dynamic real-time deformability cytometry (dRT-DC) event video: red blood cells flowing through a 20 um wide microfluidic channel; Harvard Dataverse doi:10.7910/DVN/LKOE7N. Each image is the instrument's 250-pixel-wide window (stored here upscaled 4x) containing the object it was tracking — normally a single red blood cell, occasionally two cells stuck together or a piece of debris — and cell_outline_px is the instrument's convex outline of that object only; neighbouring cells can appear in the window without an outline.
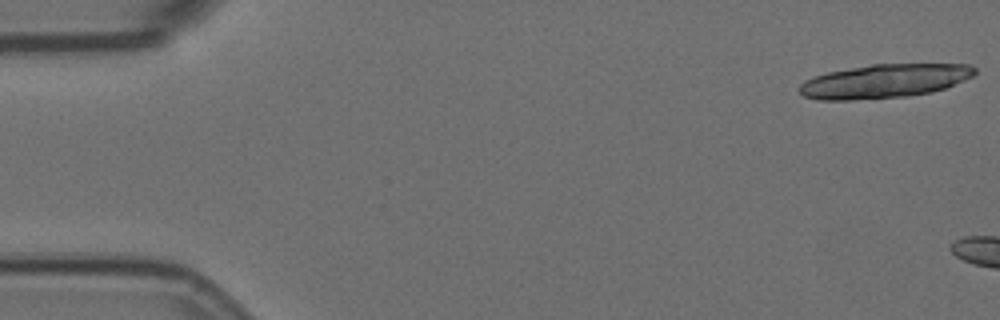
{"species": "Egyptian fruit bat (a non-hibernating species)", "species_latin": "Rousettus aegyptiacus", "temperature_condition": "room temperature", "stored_images_in_passage": 3, "camera_frame_rate_fps": 3000, "um_per_image_px": 0.085, "animal": {"sex": "female"}, "frame": {"image": 1, "passage_image": 1, "time_ms": 0.0, "image_size_px": [1000, 320], "cell_outline_px": [[976, 72], [972, 76], [964, 80], [944, 88], [932, 92], [904, 96], [852, 100], [816, 100], [804, 96], [796, 88], [804, 80], [828, 72], [872, 64], [972, 64], [976, 68]], "centroid_in_image_um": [75.15, 6.89], "position_along_channel_um": 9.8, "area_um2": 34.45}}